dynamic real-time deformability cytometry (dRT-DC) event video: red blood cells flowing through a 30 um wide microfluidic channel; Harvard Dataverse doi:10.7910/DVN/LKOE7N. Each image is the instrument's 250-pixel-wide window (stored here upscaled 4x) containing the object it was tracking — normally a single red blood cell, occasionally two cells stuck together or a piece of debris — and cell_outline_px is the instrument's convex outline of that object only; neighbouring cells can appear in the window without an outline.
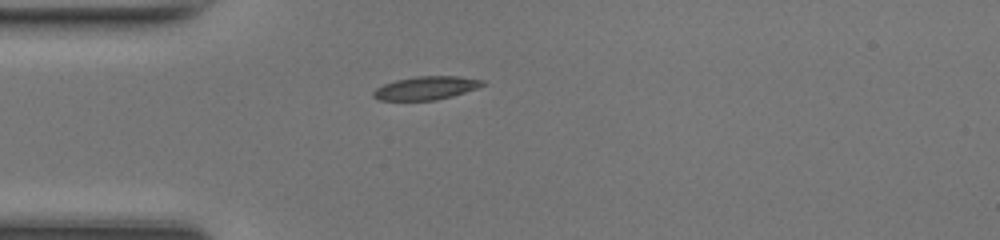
{"species": "common noctule bat (a hibernating species)", "species_latin": "Nyctalus noctula", "temperature_condition": "room temperature", "stored_images_in_passage": 36, "camera_frame_rate_fps": 3000, "um_per_image_px": 0.085, "animal": {"sex": "female", "body_mass_g": 17.0, "forearm_length_mm": 48.0}, "frame": {"image": 1, "passage_image": 1, "time_ms": 0.0, "image_size_px": [1000, 240], "cell_outline_px": [[484, 84], [476, 88], [452, 96], [432, 100], [380, 100], [372, 96], [372, 92], [376, 88], [384, 84], [396, 80], [416, 76], [456, 76], [484, 80]], "centroid_in_image_um": [36.17, 7.47], "position_along_channel_um": 48.8, "area_um2": 14.62}}
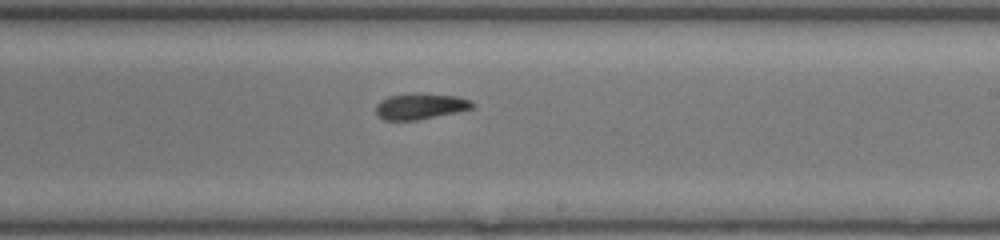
{"frame": {"image": 2, "passage_image": 16, "time_ms": 5.0, "image_size_px": [1000, 240], "cell_outline_px": [[476, 104], [472, 108], [456, 112], [416, 120], [384, 120], [376, 116], [376, 104], [380, 100], [388, 96], [416, 92], [456, 96], [468, 100]], "centroid_in_image_um": [35.67, 9.02], "position_along_channel_um": 253.3, "area_um2": 14.68}}
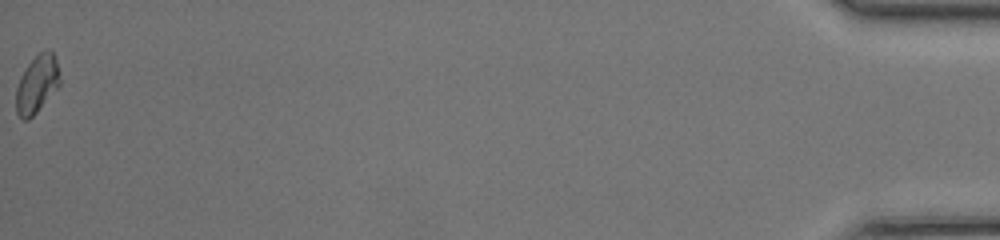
{"frame": {"image": 3, "passage_image": 36, "time_ms": 11.667, "image_size_px": [1000, 240], "cell_outline_px": [[60, 84], [36, 112], [28, 120], [24, 120], [16, 112], [16, 88], [20, 76], [28, 64], [44, 48], [48, 48], [52, 52], [56, 60], [60, 72]], "centroid_in_image_um": [3.14, 7.12], "position_along_channel_um": 432.1, "area_um2": 14.62}, "authors_computed_cell_mechanics": {"area_um2": 14.6234, "velocity_mm_per_s": 4.3177, "shape_relaxation_time_tau1_ms": 11.24, "shape_relaxation_time_tau2_ms": 1.6805, "deformation_change_tau1": 0.254, "deformation_change_tau2": 0.0661}}